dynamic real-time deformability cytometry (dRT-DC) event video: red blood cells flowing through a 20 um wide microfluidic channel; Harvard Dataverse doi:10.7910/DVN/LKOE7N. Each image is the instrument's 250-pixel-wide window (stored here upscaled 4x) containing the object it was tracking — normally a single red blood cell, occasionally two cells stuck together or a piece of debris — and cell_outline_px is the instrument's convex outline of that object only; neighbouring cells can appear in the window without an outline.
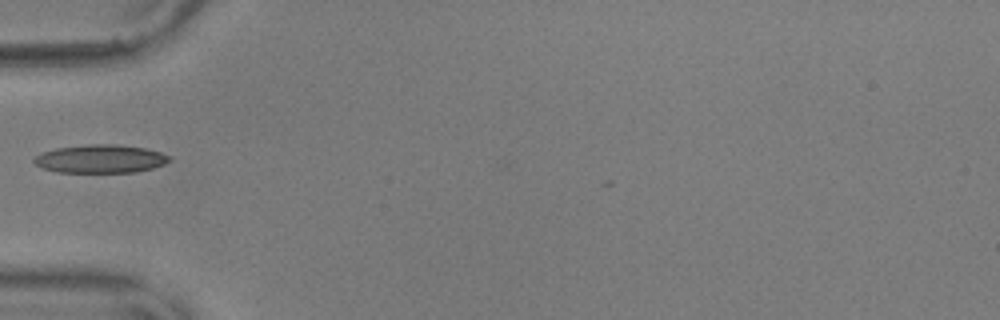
{"species": "common noctule bat (a hibernating species)", "species_latin": "Nyctalus noctula", "temperature_condition": "warm", "stored_images_in_passage": 32, "camera_frame_rate_fps": 3000, "um_per_image_px": 0.085, "animal": {"sex": "male", "body_mass_g": 17.9, "forearm_length_mm": 54.2}, "frame": {"image": 1, "passage_image": 1, "time_ms": 0.0, "image_size_px": [1000, 320], "cell_outline_px": [[172, 160], [164, 164], [152, 168], [136, 172], [56, 172], [40, 168], [32, 160], [40, 152], [56, 148], [84, 144], [116, 144], [144, 148], [160, 152], [168, 156]], "centroid_in_image_um": [8.49, 13.5], "position_along_channel_um": 76.5, "area_um2": 22.43}}
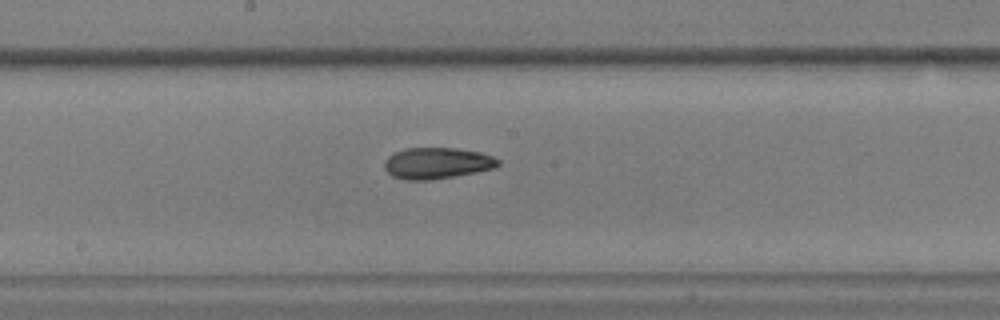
{"frame": {"image": 2, "passage_image": 12, "time_ms": 3.667, "image_size_px": [1000, 320], "cell_outline_px": [[500, 164], [496, 168], [476, 172], [432, 180], [404, 180], [392, 176], [384, 168], [384, 160], [388, 156], [404, 148], [456, 148], [480, 152], [492, 156], [500, 160]], "centroid_in_image_um": [37.14, 13.87], "position_along_channel_um": 211.1, "area_um2": 20.87}}
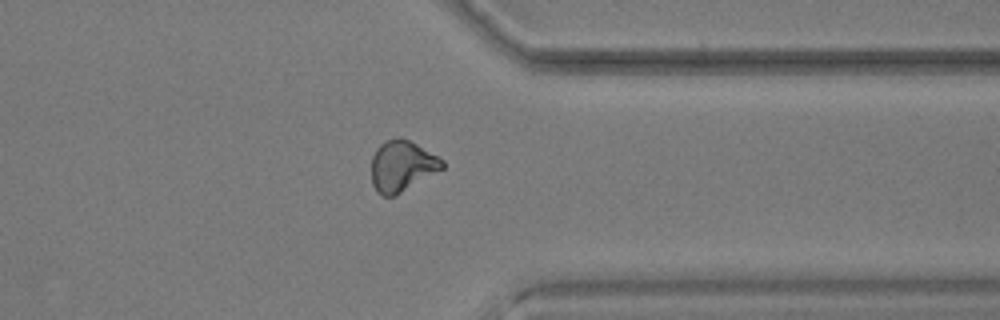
{"frame": {"image": 3, "passage_image": 26, "time_ms": 8.333, "image_size_px": [1000, 320], "cell_outline_px": [[444, 168], [396, 196], [380, 196], [376, 192], [372, 184], [372, 156], [376, 148], [384, 140], [396, 136], [400, 136], [416, 144], [444, 160]], "centroid_in_image_um": [34.14, 14.11], "position_along_channel_um": 377.3, "area_um2": 21.27}}